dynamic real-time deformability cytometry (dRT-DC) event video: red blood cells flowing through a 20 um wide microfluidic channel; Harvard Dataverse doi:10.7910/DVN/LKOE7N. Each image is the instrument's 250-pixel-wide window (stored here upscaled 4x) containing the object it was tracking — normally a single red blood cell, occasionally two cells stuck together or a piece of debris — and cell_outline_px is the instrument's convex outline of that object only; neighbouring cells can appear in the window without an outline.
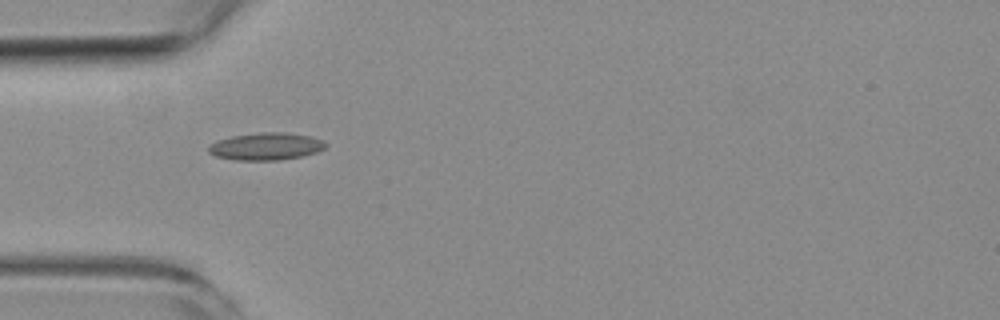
{"species": "common noctule bat (a hibernating species)", "species_latin": "Nyctalus noctula", "temperature_condition": "room temperature", "stored_images_in_passage": 4, "camera_frame_rate_fps": 3000, "um_per_image_px": 0.085, "animal": {"sex": "female", "body_mass_g": 19.3, "forearm_length_mm": 54.1}, "frame": {"image": 1, "passage_image": 3, "time_ms": 2.333, "image_size_px": [1000, 320], "cell_outline_px": [[328, 144], [324, 148], [316, 152], [304, 156], [280, 160], [236, 160], [216, 156], [208, 152], [208, 148], [216, 140], [232, 136], [260, 132], [284, 132], [312, 136], [324, 140]], "centroid_in_image_um": [22.65, 12.44], "position_along_channel_um": 62.4, "area_um2": 18.79}}
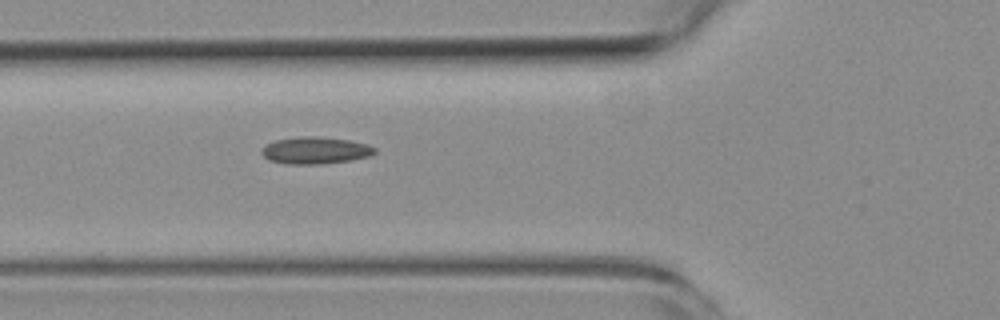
{"frame": {"image": 2, "passage_image": 4, "time_ms": 3.333, "image_size_px": [1000, 320], "cell_outline_px": [[376, 152], [368, 156], [348, 160], [320, 164], [288, 164], [268, 160], [260, 152], [268, 144], [276, 140], [300, 136], [312, 136], [348, 140], [368, 144], [376, 148]], "centroid_in_image_um": [26.8, 12.78], "position_along_channel_um": 99.0, "area_um2": 17.51}}